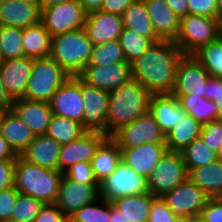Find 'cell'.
Segmentation results:
<instances>
[{
	"label": "cell",
	"mask_w": 222,
	"mask_h": 222,
	"mask_svg": "<svg viewBox=\"0 0 222 222\" xmlns=\"http://www.w3.org/2000/svg\"><path fill=\"white\" fill-rule=\"evenodd\" d=\"M183 55L174 41L153 43L131 63L132 78L151 95L171 94L175 87L176 67Z\"/></svg>",
	"instance_id": "6da1fadb"
},
{
	"label": "cell",
	"mask_w": 222,
	"mask_h": 222,
	"mask_svg": "<svg viewBox=\"0 0 222 222\" xmlns=\"http://www.w3.org/2000/svg\"><path fill=\"white\" fill-rule=\"evenodd\" d=\"M151 94L135 79L109 92L107 109V136L120 126L132 123L149 112Z\"/></svg>",
	"instance_id": "7a4b0ae2"
},
{
	"label": "cell",
	"mask_w": 222,
	"mask_h": 222,
	"mask_svg": "<svg viewBox=\"0 0 222 222\" xmlns=\"http://www.w3.org/2000/svg\"><path fill=\"white\" fill-rule=\"evenodd\" d=\"M64 173L31 164L18 156L14 168V186L23 195L45 203H55Z\"/></svg>",
	"instance_id": "3957f363"
},
{
	"label": "cell",
	"mask_w": 222,
	"mask_h": 222,
	"mask_svg": "<svg viewBox=\"0 0 222 222\" xmlns=\"http://www.w3.org/2000/svg\"><path fill=\"white\" fill-rule=\"evenodd\" d=\"M92 48L93 43L82 28L52 36L49 57L54 59L70 77L78 76L88 65Z\"/></svg>",
	"instance_id": "277c9868"
},
{
	"label": "cell",
	"mask_w": 222,
	"mask_h": 222,
	"mask_svg": "<svg viewBox=\"0 0 222 222\" xmlns=\"http://www.w3.org/2000/svg\"><path fill=\"white\" fill-rule=\"evenodd\" d=\"M69 78L68 73L51 57L34 59L22 98L49 103L57 89Z\"/></svg>",
	"instance_id": "5b68a950"
},
{
	"label": "cell",
	"mask_w": 222,
	"mask_h": 222,
	"mask_svg": "<svg viewBox=\"0 0 222 222\" xmlns=\"http://www.w3.org/2000/svg\"><path fill=\"white\" fill-rule=\"evenodd\" d=\"M217 40L216 18L188 14L180 18L175 44L184 55H193L201 47Z\"/></svg>",
	"instance_id": "8992f818"
},
{
	"label": "cell",
	"mask_w": 222,
	"mask_h": 222,
	"mask_svg": "<svg viewBox=\"0 0 222 222\" xmlns=\"http://www.w3.org/2000/svg\"><path fill=\"white\" fill-rule=\"evenodd\" d=\"M100 198L109 202L116 198L149 193L146 177L135 172L124 161L99 183Z\"/></svg>",
	"instance_id": "52a82bcc"
},
{
	"label": "cell",
	"mask_w": 222,
	"mask_h": 222,
	"mask_svg": "<svg viewBox=\"0 0 222 222\" xmlns=\"http://www.w3.org/2000/svg\"><path fill=\"white\" fill-rule=\"evenodd\" d=\"M187 178L188 172L181 152L167 151L147 178L149 193L162 197Z\"/></svg>",
	"instance_id": "ba28073f"
},
{
	"label": "cell",
	"mask_w": 222,
	"mask_h": 222,
	"mask_svg": "<svg viewBox=\"0 0 222 222\" xmlns=\"http://www.w3.org/2000/svg\"><path fill=\"white\" fill-rule=\"evenodd\" d=\"M87 13L78 0H68L63 3L41 8L40 22L50 36L82 29Z\"/></svg>",
	"instance_id": "9c48e42d"
},
{
	"label": "cell",
	"mask_w": 222,
	"mask_h": 222,
	"mask_svg": "<svg viewBox=\"0 0 222 222\" xmlns=\"http://www.w3.org/2000/svg\"><path fill=\"white\" fill-rule=\"evenodd\" d=\"M110 137L119 148H133L145 143H165L166 135L147 112L132 123L120 126Z\"/></svg>",
	"instance_id": "30bf717a"
},
{
	"label": "cell",
	"mask_w": 222,
	"mask_h": 222,
	"mask_svg": "<svg viewBox=\"0 0 222 222\" xmlns=\"http://www.w3.org/2000/svg\"><path fill=\"white\" fill-rule=\"evenodd\" d=\"M210 77L192 55H183L176 67L175 87L171 94L175 97L192 94L206 98Z\"/></svg>",
	"instance_id": "8fae6325"
},
{
	"label": "cell",
	"mask_w": 222,
	"mask_h": 222,
	"mask_svg": "<svg viewBox=\"0 0 222 222\" xmlns=\"http://www.w3.org/2000/svg\"><path fill=\"white\" fill-rule=\"evenodd\" d=\"M170 210L178 217L200 215L210 197L189 178L162 196Z\"/></svg>",
	"instance_id": "7c38bea8"
},
{
	"label": "cell",
	"mask_w": 222,
	"mask_h": 222,
	"mask_svg": "<svg viewBox=\"0 0 222 222\" xmlns=\"http://www.w3.org/2000/svg\"><path fill=\"white\" fill-rule=\"evenodd\" d=\"M49 104L54 115L78 121L83 125L81 79L78 76L70 77L57 89Z\"/></svg>",
	"instance_id": "4fadbf2b"
},
{
	"label": "cell",
	"mask_w": 222,
	"mask_h": 222,
	"mask_svg": "<svg viewBox=\"0 0 222 222\" xmlns=\"http://www.w3.org/2000/svg\"><path fill=\"white\" fill-rule=\"evenodd\" d=\"M81 95L84 101L83 127L87 131L107 135V109L109 92L90 86L81 80Z\"/></svg>",
	"instance_id": "5bb4252c"
},
{
	"label": "cell",
	"mask_w": 222,
	"mask_h": 222,
	"mask_svg": "<svg viewBox=\"0 0 222 222\" xmlns=\"http://www.w3.org/2000/svg\"><path fill=\"white\" fill-rule=\"evenodd\" d=\"M78 77L90 86L110 92L132 79L131 64L117 62L106 66L87 65Z\"/></svg>",
	"instance_id": "9a60e30c"
},
{
	"label": "cell",
	"mask_w": 222,
	"mask_h": 222,
	"mask_svg": "<svg viewBox=\"0 0 222 222\" xmlns=\"http://www.w3.org/2000/svg\"><path fill=\"white\" fill-rule=\"evenodd\" d=\"M100 199L99 184L73 182L63 176L55 204L69 217L82 206Z\"/></svg>",
	"instance_id": "2e32d148"
},
{
	"label": "cell",
	"mask_w": 222,
	"mask_h": 222,
	"mask_svg": "<svg viewBox=\"0 0 222 222\" xmlns=\"http://www.w3.org/2000/svg\"><path fill=\"white\" fill-rule=\"evenodd\" d=\"M106 137L102 132L87 131L80 138L61 145L58 170L64 173L77 162H91L97 147Z\"/></svg>",
	"instance_id": "e0dca14e"
},
{
	"label": "cell",
	"mask_w": 222,
	"mask_h": 222,
	"mask_svg": "<svg viewBox=\"0 0 222 222\" xmlns=\"http://www.w3.org/2000/svg\"><path fill=\"white\" fill-rule=\"evenodd\" d=\"M83 29L93 45L118 40L123 30L122 16L100 10L90 12Z\"/></svg>",
	"instance_id": "ac0fdd59"
},
{
	"label": "cell",
	"mask_w": 222,
	"mask_h": 222,
	"mask_svg": "<svg viewBox=\"0 0 222 222\" xmlns=\"http://www.w3.org/2000/svg\"><path fill=\"white\" fill-rule=\"evenodd\" d=\"M34 59L20 57L0 61V75L3 85L14 100L25 95Z\"/></svg>",
	"instance_id": "d6986e66"
},
{
	"label": "cell",
	"mask_w": 222,
	"mask_h": 222,
	"mask_svg": "<svg viewBox=\"0 0 222 222\" xmlns=\"http://www.w3.org/2000/svg\"><path fill=\"white\" fill-rule=\"evenodd\" d=\"M122 161L138 174L148 178L168 151L165 143H145L133 148H120Z\"/></svg>",
	"instance_id": "ffe728a7"
},
{
	"label": "cell",
	"mask_w": 222,
	"mask_h": 222,
	"mask_svg": "<svg viewBox=\"0 0 222 222\" xmlns=\"http://www.w3.org/2000/svg\"><path fill=\"white\" fill-rule=\"evenodd\" d=\"M41 8L21 0H0V25L26 28L40 22Z\"/></svg>",
	"instance_id": "44dd1931"
},
{
	"label": "cell",
	"mask_w": 222,
	"mask_h": 222,
	"mask_svg": "<svg viewBox=\"0 0 222 222\" xmlns=\"http://www.w3.org/2000/svg\"><path fill=\"white\" fill-rule=\"evenodd\" d=\"M35 135L46 134L53 115L50 104L24 98L14 99L11 108Z\"/></svg>",
	"instance_id": "7402d4cb"
},
{
	"label": "cell",
	"mask_w": 222,
	"mask_h": 222,
	"mask_svg": "<svg viewBox=\"0 0 222 222\" xmlns=\"http://www.w3.org/2000/svg\"><path fill=\"white\" fill-rule=\"evenodd\" d=\"M156 35L161 40L175 41L179 33L180 17L167 5L165 0H143Z\"/></svg>",
	"instance_id": "603a6c76"
},
{
	"label": "cell",
	"mask_w": 222,
	"mask_h": 222,
	"mask_svg": "<svg viewBox=\"0 0 222 222\" xmlns=\"http://www.w3.org/2000/svg\"><path fill=\"white\" fill-rule=\"evenodd\" d=\"M61 145L47 134L35 135L27 149L20 155L27 162L42 168L58 170Z\"/></svg>",
	"instance_id": "cb8c5ba5"
},
{
	"label": "cell",
	"mask_w": 222,
	"mask_h": 222,
	"mask_svg": "<svg viewBox=\"0 0 222 222\" xmlns=\"http://www.w3.org/2000/svg\"><path fill=\"white\" fill-rule=\"evenodd\" d=\"M149 113L165 135L187 115L172 94L151 95Z\"/></svg>",
	"instance_id": "d4e9b609"
},
{
	"label": "cell",
	"mask_w": 222,
	"mask_h": 222,
	"mask_svg": "<svg viewBox=\"0 0 222 222\" xmlns=\"http://www.w3.org/2000/svg\"><path fill=\"white\" fill-rule=\"evenodd\" d=\"M0 133L18 156L27 149L35 137L29 126L12 109L4 112Z\"/></svg>",
	"instance_id": "484cf974"
},
{
	"label": "cell",
	"mask_w": 222,
	"mask_h": 222,
	"mask_svg": "<svg viewBox=\"0 0 222 222\" xmlns=\"http://www.w3.org/2000/svg\"><path fill=\"white\" fill-rule=\"evenodd\" d=\"M121 160V149L110 136H107L97 147L90 162L96 181L100 183L108 177Z\"/></svg>",
	"instance_id": "4316f807"
},
{
	"label": "cell",
	"mask_w": 222,
	"mask_h": 222,
	"mask_svg": "<svg viewBox=\"0 0 222 222\" xmlns=\"http://www.w3.org/2000/svg\"><path fill=\"white\" fill-rule=\"evenodd\" d=\"M188 178L210 198H222V160L190 170Z\"/></svg>",
	"instance_id": "83f0119b"
},
{
	"label": "cell",
	"mask_w": 222,
	"mask_h": 222,
	"mask_svg": "<svg viewBox=\"0 0 222 222\" xmlns=\"http://www.w3.org/2000/svg\"><path fill=\"white\" fill-rule=\"evenodd\" d=\"M123 27L147 37L153 43L161 41L156 35L147 7L143 0L133 2L121 15Z\"/></svg>",
	"instance_id": "f1b7e54d"
},
{
	"label": "cell",
	"mask_w": 222,
	"mask_h": 222,
	"mask_svg": "<svg viewBox=\"0 0 222 222\" xmlns=\"http://www.w3.org/2000/svg\"><path fill=\"white\" fill-rule=\"evenodd\" d=\"M156 197L151 193L116 198L111 203L121 210L122 222H148L149 212Z\"/></svg>",
	"instance_id": "f546056e"
},
{
	"label": "cell",
	"mask_w": 222,
	"mask_h": 222,
	"mask_svg": "<svg viewBox=\"0 0 222 222\" xmlns=\"http://www.w3.org/2000/svg\"><path fill=\"white\" fill-rule=\"evenodd\" d=\"M51 40L52 37L41 22L23 28L24 56L32 59L49 57Z\"/></svg>",
	"instance_id": "4dcf8cb0"
},
{
	"label": "cell",
	"mask_w": 222,
	"mask_h": 222,
	"mask_svg": "<svg viewBox=\"0 0 222 222\" xmlns=\"http://www.w3.org/2000/svg\"><path fill=\"white\" fill-rule=\"evenodd\" d=\"M202 125L191 115H186L166 134L168 151L180 152L194 139L200 137Z\"/></svg>",
	"instance_id": "1f68e13d"
},
{
	"label": "cell",
	"mask_w": 222,
	"mask_h": 222,
	"mask_svg": "<svg viewBox=\"0 0 222 222\" xmlns=\"http://www.w3.org/2000/svg\"><path fill=\"white\" fill-rule=\"evenodd\" d=\"M176 98L182 109L201 125L218 119L217 106L212 100L192 94H186Z\"/></svg>",
	"instance_id": "d6a6232c"
},
{
	"label": "cell",
	"mask_w": 222,
	"mask_h": 222,
	"mask_svg": "<svg viewBox=\"0 0 222 222\" xmlns=\"http://www.w3.org/2000/svg\"><path fill=\"white\" fill-rule=\"evenodd\" d=\"M86 132L87 130L78 121L53 114L46 134L60 145H64L80 138Z\"/></svg>",
	"instance_id": "836d02e7"
},
{
	"label": "cell",
	"mask_w": 222,
	"mask_h": 222,
	"mask_svg": "<svg viewBox=\"0 0 222 222\" xmlns=\"http://www.w3.org/2000/svg\"><path fill=\"white\" fill-rule=\"evenodd\" d=\"M23 56V29L0 25V61Z\"/></svg>",
	"instance_id": "e575fe53"
},
{
	"label": "cell",
	"mask_w": 222,
	"mask_h": 222,
	"mask_svg": "<svg viewBox=\"0 0 222 222\" xmlns=\"http://www.w3.org/2000/svg\"><path fill=\"white\" fill-rule=\"evenodd\" d=\"M181 152L187 172L194 168L215 162L217 153L211 150L201 137L194 139Z\"/></svg>",
	"instance_id": "d590c367"
},
{
	"label": "cell",
	"mask_w": 222,
	"mask_h": 222,
	"mask_svg": "<svg viewBox=\"0 0 222 222\" xmlns=\"http://www.w3.org/2000/svg\"><path fill=\"white\" fill-rule=\"evenodd\" d=\"M210 74L222 79V41L215 40L201 47L192 55Z\"/></svg>",
	"instance_id": "8d00e7d4"
},
{
	"label": "cell",
	"mask_w": 222,
	"mask_h": 222,
	"mask_svg": "<svg viewBox=\"0 0 222 222\" xmlns=\"http://www.w3.org/2000/svg\"><path fill=\"white\" fill-rule=\"evenodd\" d=\"M118 40L122 47L125 60L130 64L153 45V42L147 37L124 27Z\"/></svg>",
	"instance_id": "74e56055"
},
{
	"label": "cell",
	"mask_w": 222,
	"mask_h": 222,
	"mask_svg": "<svg viewBox=\"0 0 222 222\" xmlns=\"http://www.w3.org/2000/svg\"><path fill=\"white\" fill-rule=\"evenodd\" d=\"M126 62L119 40L93 45L88 65L106 66Z\"/></svg>",
	"instance_id": "f35d334b"
},
{
	"label": "cell",
	"mask_w": 222,
	"mask_h": 222,
	"mask_svg": "<svg viewBox=\"0 0 222 222\" xmlns=\"http://www.w3.org/2000/svg\"><path fill=\"white\" fill-rule=\"evenodd\" d=\"M109 217L110 202L100 198L94 203L82 206L68 217V222H108Z\"/></svg>",
	"instance_id": "ab89813d"
},
{
	"label": "cell",
	"mask_w": 222,
	"mask_h": 222,
	"mask_svg": "<svg viewBox=\"0 0 222 222\" xmlns=\"http://www.w3.org/2000/svg\"><path fill=\"white\" fill-rule=\"evenodd\" d=\"M44 203L32 196L18 194L9 222H33Z\"/></svg>",
	"instance_id": "60d3db41"
},
{
	"label": "cell",
	"mask_w": 222,
	"mask_h": 222,
	"mask_svg": "<svg viewBox=\"0 0 222 222\" xmlns=\"http://www.w3.org/2000/svg\"><path fill=\"white\" fill-rule=\"evenodd\" d=\"M200 137L211 150L217 153L222 143V119L212 120L202 125Z\"/></svg>",
	"instance_id": "b9f144b4"
},
{
	"label": "cell",
	"mask_w": 222,
	"mask_h": 222,
	"mask_svg": "<svg viewBox=\"0 0 222 222\" xmlns=\"http://www.w3.org/2000/svg\"><path fill=\"white\" fill-rule=\"evenodd\" d=\"M64 176L73 182L99 184L93 174L90 162H77L64 172Z\"/></svg>",
	"instance_id": "7bdbcfd3"
},
{
	"label": "cell",
	"mask_w": 222,
	"mask_h": 222,
	"mask_svg": "<svg viewBox=\"0 0 222 222\" xmlns=\"http://www.w3.org/2000/svg\"><path fill=\"white\" fill-rule=\"evenodd\" d=\"M148 222H181L162 197H156L151 205Z\"/></svg>",
	"instance_id": "ee69618b"
},
{
	"label": "cell",
	"mask_w": 222,
	"mask_h": 222,
	"mask_svg": "<svg viewBox=\"0 0 222 222\" xmlns=\"http://www.w3.org/2000/svg\"><path fill=\"white\" fill-rule=\"evenodd\" d=\"M19 192L15 186L0 191V222H9Z\"/></svg>",
	"instance_id": "f6af8a7d"
},
{
	"label": "cell",
	"mask_w": 222,
	"mask_h": 222,
	"mask_svg": "<svg viewBox=\"0 0 222 222\" xmlns=\"http://www.w3.org/2000/svg\"><path fill=\"white\" fill-rule=\"evenodd\" d=\"M189 14L216 18L221 12L216 0H188Z\"/></svg>",
	"instance_id": "bcb514c9"
},
{
	"label": "cell",
	"mask_w": 222,
	"mask_h": 222,
	"mask_svg": "<svg viewBox=\"0 0 222 222\" xmlns=\"http://www.w3.org/2000/svg\"><path fill=\"white\" fill-rule=\"evenodd\" d=\"M33 222H68V217L55 203H45Z\"/></svg>",
	"instance_id": "7dc6e473"
},
{
	"label": "cell",
	"mask_w": 222,
	"mask_h": 222,
	"mask_svg": "<svg viewBox=\"0 0 222 222\" xmlns=\"http://www.w3.org/2000/svg\"><path fill=\"white\" fill-rule=\"evenodd\" d=\"M200 216L204 222H222V198H210Z\"/></svg>",
	"instance_id": "c3c4849f"
},
{
	"label": "cell",
	"mask_w": 222,
	"mask_h": 222,
	"mask_svg": "<svg viewBox=\"0 0 222 222\" xmlns=\"http://www.w3.org/2000/svg\"><path fill=\"white\" fill-rule=\"evenodd\" d=\"M205 93L206 99L212 100L217 106L218 119H222V79L210 77Z\"/></svg>",
	"instance_id": "681fc988"
},
{
	"label": "cell",
	"mask_w": 222,
	"mask_h": 222,
	"mask_svg": "<svg viewBox=\"0 0 222 222\" xmlns=\"http://www.w3.org/2000/svg\"><path fill=\"white\" fill-rule=\"evenodd\" d=\"M16 159L0 161V191L14 186V168Z\"/></svg>",
	"instance_id": "f907efd6"
},
{
	"label": "cell",
	"mask_w": 222,
	"mask_h": 222,
	"mask_svg": "<svg viewBox=\"0 0 222 222\" xmlns=\"http://www.w3.org/2000/svg\"><path fill=\"white\" fill-rule=\"evenodd\" d=\"M136 0H103L100 11L122 15Z\"/></svg>",
	"instance_id": "816d5d0a"
},
{
	"label": "cell",
	"mask_w": 222,
	"mask_h": 222,
	"mask_svg": "<svg viewBox=\"0 0 222 222\" xmlns=\"http://www.w3.org/2000/svg\"><path fill=\"white\" fill-rule=\"evenodd\" d=\"M168 7L180 18L189 14L188 0H165Z\"/></svg>",
	"instance_id": "f5cc1de1"
},
{
	"label": "cell",
	"mask_w": 222,
	"mask_h": 222,
	"mask_svg": "<svg viewBox=\"0 0 222 222\" xmlns=\"http://www.w3.org/2000/svg\"><path fill=\"white\" fill-rule=\"evenodd\" d=\"M18 155L11 148L9 143L0 133V161L7 159H17Z\"/></svg>",
	"instance_id": "db71d44e"
},
{
	"label": "cell",
	"mask_w": 222,
	"mask_h": 222,
	"mask_svg": "<svg viewBox=\"0 0 222 222\" xmlns=\"http://www.w3.org/2000/svg\"><path fill=\"white\" fill-rule=\"evenodd\" d=\"M13 99L10 97V95L7 93L2 79L0 75V109L2 110H10L13 105Z\"/></svg>",
	"instance_id": "11a10c76"
},
{
	"label": "cell",
	"mask_w": 222,
	"mask_h": 222,
	"mask_svg": "<svg viewBox=\"0 0 222 222\" xmlns=\"http://www.w3.org/2000/svg\"><path fill=\"white\" fill-rule=\"evenodd\" d=\"M84 11L88 14L93 11H99L103 0H78Z\"/></svg>",
	"instance_id": "9f6ffc18"
},
{
	"label": "cell",
	"mask_w": 222,
	"mask_h": 222,
	"mask_svg": "<svg viewBox=\"0 0 222 222\" xmlns=\"http://www.w3.org/2000/svg\"><path fill=\"white\" fill-rule=\"evenodd\" d=\"M108 222H122L121 210L117 209L111 202H110V217Z\"/></svg>",
	"instance_id": "6f0895ef"
},
{
	"label": "cell",
	"mask_w": 222,
	"mask_h": 222,
	"mask_svg": "<svg viewBox=\"0 0 222 222\" xmlns=\"http://www.w3.org/2000/svg\"><path fill=\"white\" fill-rule=\"evenodd\" d=\"M217 21V39L222 41V12L216 17Z\"/></svg>",
	"instance_id": "680465c9"
},
{
	"label": "cell",
	"mask_w": 222,
	"mask_h": 222,
	"mask_svg": "<svg viewBox=\"0 0 222 222\" xmlns=\"http://www.w3.org/2000/svg\"><path fill=\"white\" fill-rule=\"evenodd\" d=\"M68 0H40V8L49 7L59 3H63Z\"/></svg>",
	"instance_id": "91938a15"
},
{
	"label": "cell",
	"mask_w": 222,
	"mask_h": 222,
	"mask_svg": "<svg viewBox=\"0 0 222 222\" xmlns=\"http://www.w3.org/2000/svg\"><path fill=\"white\" fill-rule=\"evenodd\" d=\"M181 222H204L200 215L181 218Z\"/></svg>",
	"instance_id": "94428289"
},
{
	"label": "cell",
	"mask_w": 222,
	"mask_h": 222,
	"mask_svg": "<svg viewBox=\"0 0 222 222\" xmlns=\"http://www.w3.org/2000/svg\"><path fill=\"white\" fill-rule=\"evenodd\" d=\"M218 159L222 160V143L220 144L219 150L217 152Z\"/></svg>",
	"instance_id": "6125c7cd"
},
{
	"label": "cell",
	"mask_w": 222,
	"mask_h": 222,
	"mask_svg": "<svg viewBox=\"0 0 222 222\" xmlns=\"http://www.w3.org/2000/svg\"><path fill=\"white\" fill-rule=\"evenodd\" d=\"M21 1L29 2V3H32V4H39L40 5V0H21Z\"/></svg>",
	"instance_id": "be15d7a7"
},
{
	"label": "cell",
	"mask_w": 222,
	"mask_h": 222,
	"mask_svg": "<svg viewBox=\"0 0 222 222\" xmlns=\"http://www.w3.org/2000/svg\"><path fill=\"white\" fill-rule=\"evenodd\" d=\"M219 10L222 12V0H216Z\"/></svg>",
	"instance_id": "e7e4bbea"
},
{
	"label": "cell",
	"mask_w": 222,
	"mask_h": 222,
	"mask_svg": "<svg viewBox=\"0 0 222 222\" xmlns=\"http://www.w3.org/2000/svg\"><path fill=\"white\" fill-rule=\"evenodd\" d=\"M4 112H5V110L0 109V123H1V119H2Z\"/></svg>",
	"instance_id": "03108f58"
}]
</instances>
